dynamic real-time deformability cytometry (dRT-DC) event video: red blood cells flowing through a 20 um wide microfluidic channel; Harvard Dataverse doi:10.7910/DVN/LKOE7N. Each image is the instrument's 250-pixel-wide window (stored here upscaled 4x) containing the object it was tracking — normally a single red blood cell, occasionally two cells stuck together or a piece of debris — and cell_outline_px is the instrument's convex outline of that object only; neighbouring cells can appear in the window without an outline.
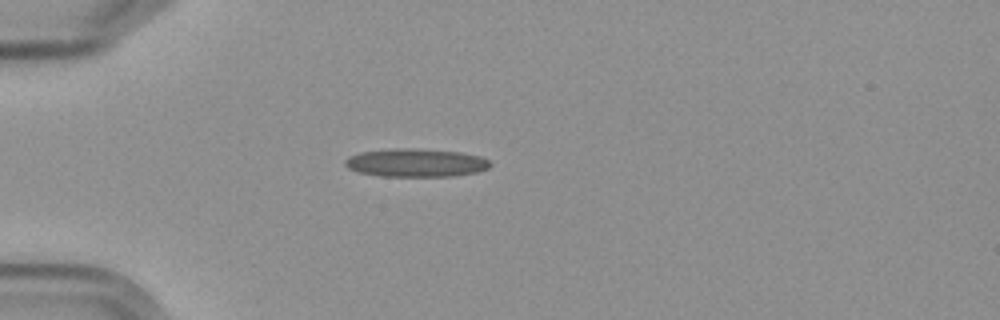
{"species": "Egyptian fruit bat (a non-hibernating species)", "species_latin": "Rousettus aegyptiacus", "temperature_condition": "cold", "stored_images_in_passage": 1, "camera_frame_rate_fps": 3000, "um_per_image_px": 0.085, "frame": {"image": 1, "passage_image": 1, "time_ms": 0.0, "image_size_px": [1000, 320], "cell_outline_px": [[492, 164], [488, 168], [476, 172], [452, 176], [380, 176], [360, 172], [348, 168], [344, 164], [344, 160], [348, 156], [360, 152], [396, 148], [416, 148], [460, 152], [480, 156], [488, 160]], "centroid_in_image_um": [35.33, 13.83], "position_along_channel_um": 49.7, "area_um2": 23.87}}